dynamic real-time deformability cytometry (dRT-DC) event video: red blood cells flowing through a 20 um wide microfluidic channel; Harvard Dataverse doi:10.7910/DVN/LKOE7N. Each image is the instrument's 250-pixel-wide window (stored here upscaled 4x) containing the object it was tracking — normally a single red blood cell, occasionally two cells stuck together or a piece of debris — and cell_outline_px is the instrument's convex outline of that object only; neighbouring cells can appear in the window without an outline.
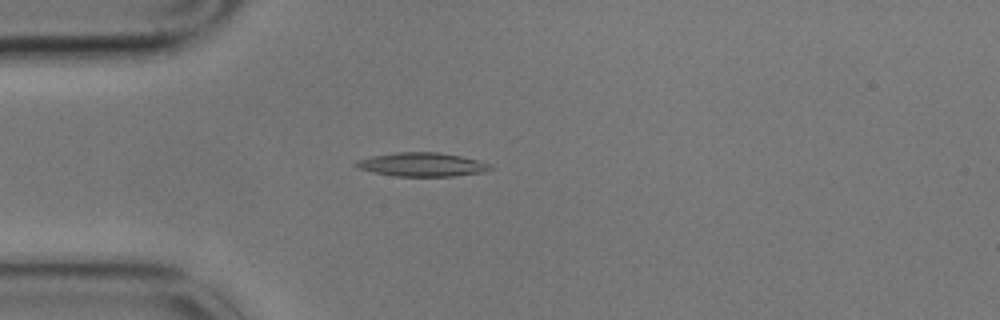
{"species": "common noctule bat (a hibernating species)", "species_latin": "Nyctalus noctula", "temperature_condition": "cold", "stored_images_in_passage": 4, "camera_frame_rate_fps": 3000, "um_per_image_px": 0.085, "animal": {"sex": "male", "body_mass_g": 17.9}, "frame": {"image": 1, "passage_image": 4, "time_ms": 1.0, "image_size_px": [1000, 320], "cell_outline_px": [[492, 168], [484, 172], [452, 176], [396, 176], [376, 172], [360, 168], [352, 164], [356, 160], [372, 156], [396, 152], [436, 152], [460, 156], [476, 160], [488, 164]], "centroid_in_image_um": [35.84, 13.98], "position_along_channel_um": 49.2, "area_um2": 18.26}}